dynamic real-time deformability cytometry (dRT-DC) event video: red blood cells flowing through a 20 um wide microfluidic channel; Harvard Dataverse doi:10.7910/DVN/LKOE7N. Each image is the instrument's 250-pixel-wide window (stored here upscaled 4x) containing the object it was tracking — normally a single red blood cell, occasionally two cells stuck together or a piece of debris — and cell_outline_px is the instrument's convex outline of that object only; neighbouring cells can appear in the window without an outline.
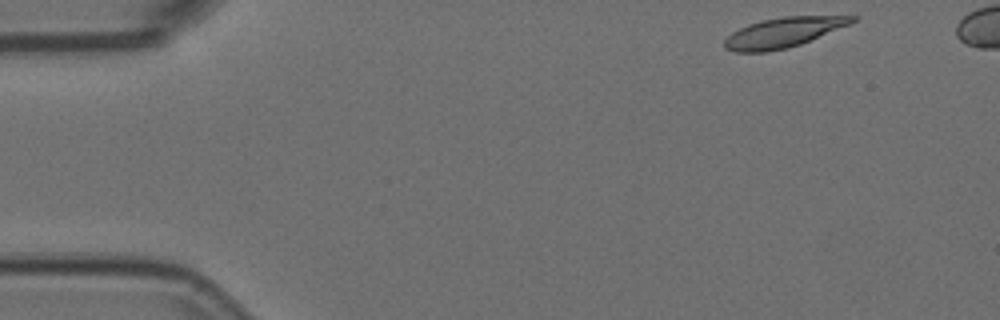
{"species": "Egyptian fruit bat (a non-hibernating species)", "species_latin": "Rousettus aegyptiacus", "temperature_condition": "room temperature", "stored_images_in_passage": 45, "camera_frame_rate_fps": 3000, "um_per_image_px": 0.085, "animal": {"sex": "female"}, "frame": {"image": 1, "passage_image": 1, "time_ms": 0.0, "image_size_px": [1000, 320], "cell_outline_px": [[860, 16], [852, 24], [800, 44], [788, 48], [768, 52], [736, 52], [724, 48], [724, 40], [732, 32], [748, 24], [760, 20], [784, 16]], "centroid_in_image_um": [66.59, 2.76], "position_along_channel_um": 18.4, "area_um2": 22.37}}
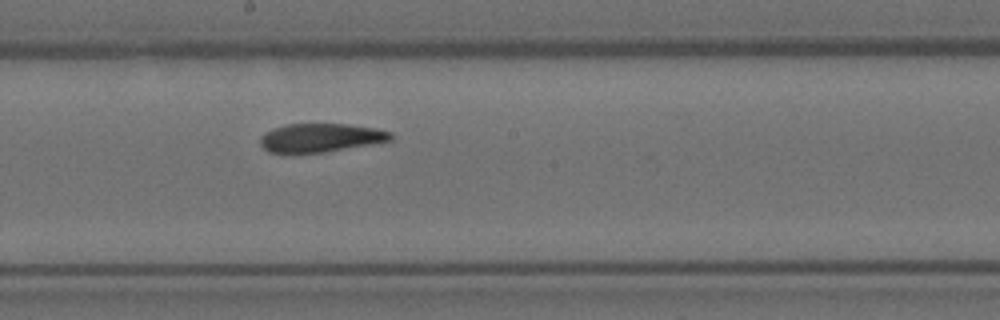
{"frame": {"image": 2, "passage_image": 25, "time_ms": 8.0, "image_size_px": [1000, 320], "cell_outline_px": [[392, 140], [324, 152], [268, 152], [260, 144], [260, 136], [264, 132], [272, 128], [288, 124], [348, 124], [376, 128], [392, 132]], "centroid_in_image_um": [27.24, 11.69], "position_along_channel_um": 221.0, "area_um2": 21.56}}
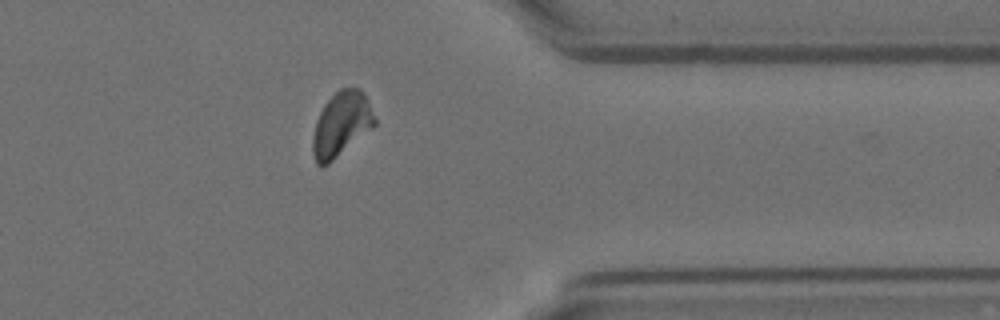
{"frame": {"image": 3, "passage_image": 39, "time_ms": 12.667, "image_size_px": [1000, 320], "cell_outline_px": [[376, 124], [372, 128], [328, 164], [316, 164], [312, 152], [312, 136], [316, 120], [324, 104], [340, 88], [360, 88], [364, 92], [376, 120]], "centroid_in_image_um": [29.0, 10.54], "position_along_channel_um": 382.4, "area_um2": 23.06}, "authors_computed_cell_mechanics": {"area_um2": 23.0622, "velocity_mm_per_s": 3.7159, "shape_relaxation_time_tau1_ms": null, "shape_relaxation_time_tau2_ms": 3.8568, "deformation_change_tau1": null, "deformation_change_tau2": 0.0991}}